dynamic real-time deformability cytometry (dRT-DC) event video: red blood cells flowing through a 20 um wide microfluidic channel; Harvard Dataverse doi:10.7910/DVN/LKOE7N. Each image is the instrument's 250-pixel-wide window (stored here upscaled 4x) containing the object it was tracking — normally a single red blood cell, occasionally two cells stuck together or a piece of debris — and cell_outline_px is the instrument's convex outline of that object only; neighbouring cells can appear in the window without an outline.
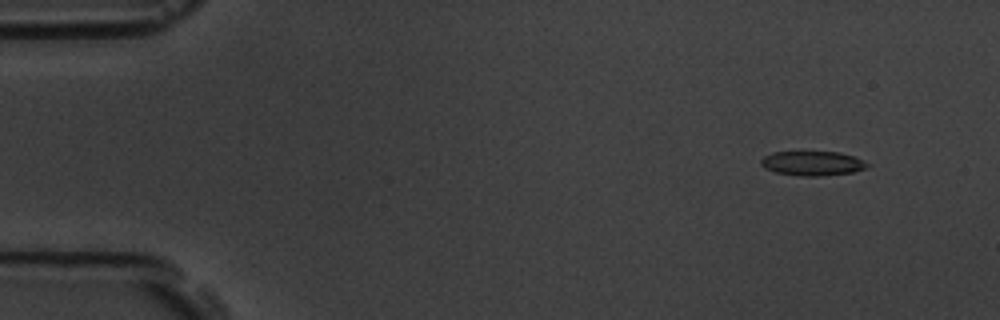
{"species": "common noctule bat (a hibernating species)", "species_latin": "Nyctalus noctula", "temperature_condition": "room temperature", "stored_images_in_passage": 5, "camera_frame_rate_fps": 3000, "um_per_image_px": 0.085, "animal": {"sex": "male", "body_mass_g": 19.5, "forearm_length_mm": 54.6}, "frame": {"image": 1, "passage_image": 1, "time_ms": 0.0, "image_size_px": [1000, 320], "cell_outline_px": [[872, 164], [864, 168], [852, 172], [820, 176], [800, 176], [776, 172], [764, 168], [760, 164], [760, 160], [764, 156], [772, 152], [800, 148], [840, 152], [856, 156]], "centroid_in_image_um": [69.03, 13.81], "position_along_channel_um": 16.0, "area_um2": 16.24}}
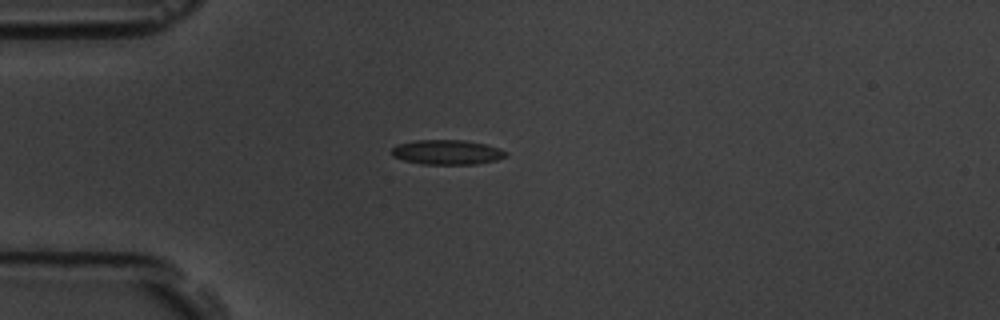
{"frame": {"image": 2, "passage_image": 4, "time_ms": 3.333, "image_size_px": [1000, 320], "cell_outline_px": [[508, 156], [496, 160], [476, 164], [420, 164], [404, 160], [392, 156], [392, 148], [396, 144], [412, 140], [464, 140], [484, 144], [508, 152]], "centroid_in_image_um": [37.96, 12.94], "position_along_channel_um": 47.0, "area_um2": 16.47}}
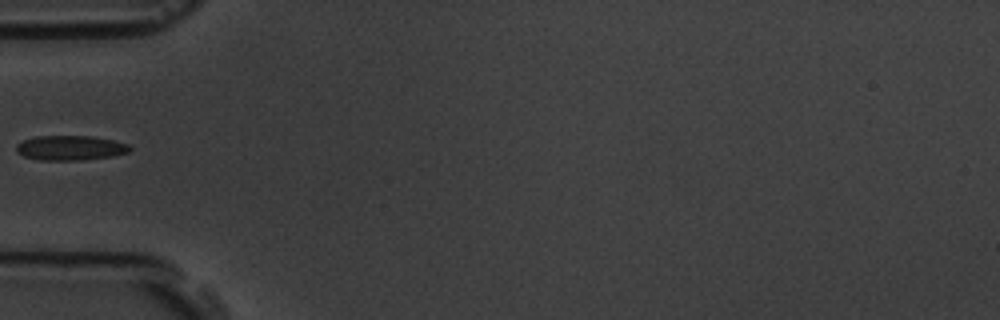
{"frame": {"image": 3, "passage_image": 5, "time_ms": 4.667, "image_size_px": [1000, 320], "cell_outline_px": [[132, 148], [128, 152], [112, 156], [80, 160], [40, 160], [24, 156], [16, 152], [16, 144], [24, 140], [36, 136], [92, 136], [112, 140], [128, 144]], "centroid_in_image_um": [5.96, 12.57], "position_along_channel_um": 79.0, "area_um2": 16.3}}